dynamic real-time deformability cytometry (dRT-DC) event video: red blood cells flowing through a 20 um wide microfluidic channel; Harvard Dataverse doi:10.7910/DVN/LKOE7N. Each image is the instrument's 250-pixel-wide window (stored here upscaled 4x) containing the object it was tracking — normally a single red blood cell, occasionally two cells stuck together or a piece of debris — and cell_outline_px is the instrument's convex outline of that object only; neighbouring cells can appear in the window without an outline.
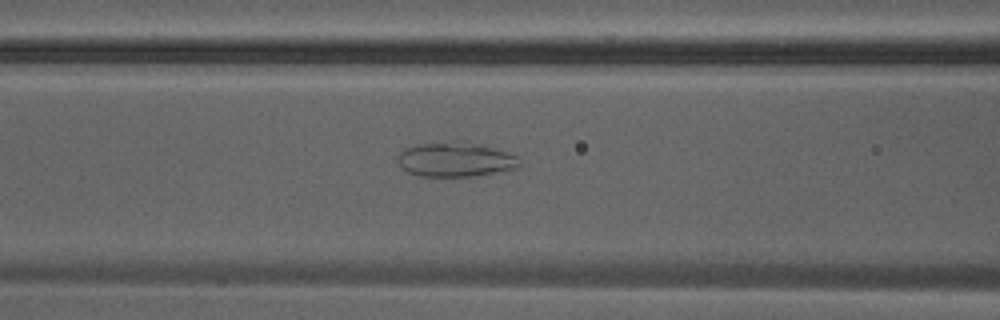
{"species": "Egyptian fruit bat (a non-hibernating species)", "species_latin": "Rousettus aegyptiacus", "temperature_condition": "warm", "stored_images_in_passage": 33, "camera_frame_rate_fps": 3000, "um_per_image_px": 0.085, "animal": {"sex": "male"}, "frame": {"image": 1, "passage_image": 10, "time_ms": 3.0, "image_size_px": [1000, 320], "cell_outline_px": [[520, 164], [516, 168], [472, 176], [420, 176], [408, 172], [400, 168], [396, 160], [396, 156], [404, 148], [416, 144], [472, 144], [492, 148], [508, 152], [516, 156]], "centroid_in_image_um": [38.62, 13.6], "position_along_channel_um": 128.0, "area_um2": 23.58}}
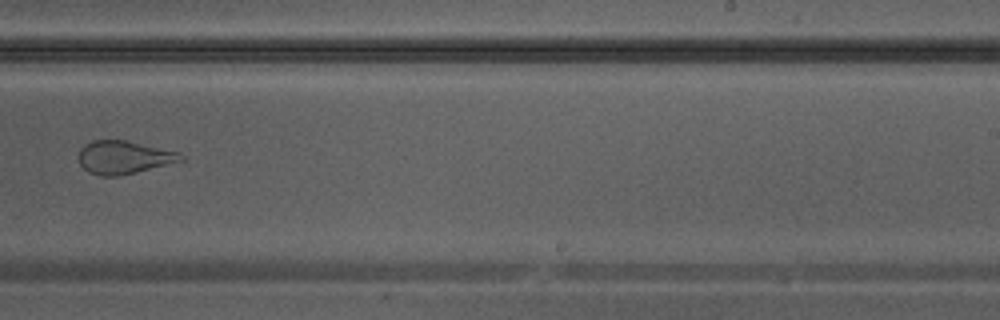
{"frame": {"image": 2, "passage_image": 19, "time_ms": 6.0, "image_size_px": [1000, 320], "cell_outline_px": [[184, 160], [116, 176], [100, 176], [88, 172], [80, 164], [80, 148], [84, 144], [92, 140], [128, 140], [180, 152], [184, 156]], "centroid_in_image_um": [10.52, 13.35], "position_along_channel_um": 278.5, "area_um2": 19.54}}